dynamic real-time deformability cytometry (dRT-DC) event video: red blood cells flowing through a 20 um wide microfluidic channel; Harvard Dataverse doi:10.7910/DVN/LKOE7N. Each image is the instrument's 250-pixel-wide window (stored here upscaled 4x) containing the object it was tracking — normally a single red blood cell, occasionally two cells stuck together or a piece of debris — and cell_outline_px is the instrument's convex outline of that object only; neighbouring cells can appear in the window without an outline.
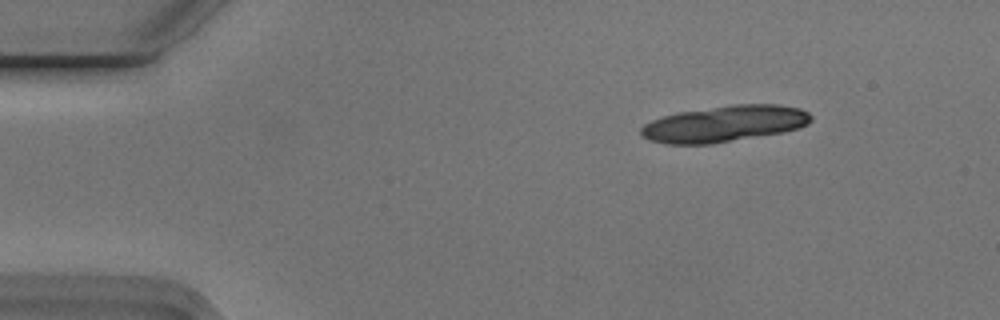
{"species": "Egyptian fruit bat (a non-hibernating species)", "species_latin": "Rousettus aegyptiacus", "temperature_condition": "cold", "stored_images_in_passage": 5, "camera_frame_rate_fps": 3000, "um_per_image_px": 0.085, "animal": {"sex": "male"}, "frame": {"image": 1, "passage_image": 2, "time_ms": 0.333, "image_size_px": [1000, 320], "cell_outline_px": [[812, 120], [808, 124], [800, 128], [780, 132], [708, 144], [668, 144], [652, 140], [644, 136], [640, 132], [640, 128], [644, 124], [652, 120], [664, 116], [680, 112], [732, 104], [780, 104], [800, 108], [808, 112], [812, 116]], "centroid_in_image_um": [61.62, 10.5], "position_along_channel_um": 23.4, "area_um2": 35.55}}